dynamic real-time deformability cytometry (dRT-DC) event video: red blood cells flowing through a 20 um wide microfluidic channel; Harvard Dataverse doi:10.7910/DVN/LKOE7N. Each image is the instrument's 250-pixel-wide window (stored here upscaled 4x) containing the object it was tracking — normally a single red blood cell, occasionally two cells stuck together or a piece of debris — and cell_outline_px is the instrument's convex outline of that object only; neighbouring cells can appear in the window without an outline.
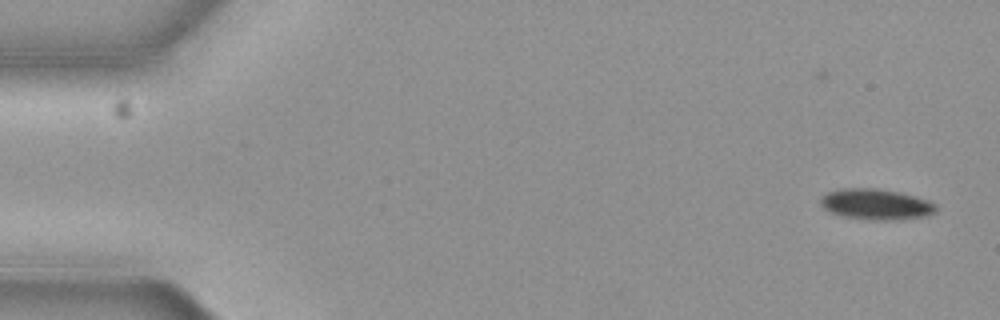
{"species": "common noctule bat (a hibernating species)", "species_latin": "Nyctalus noctula", "temperature_condition": "cold", "stored_images_in_passage": 6, "camera_frame_rate_fps": 3000, "um_per_image_px": 0.085, "animal": {"sex": "female", "body_mass_g": 19.3, "forearm_length_mm": 54.1}, "frame": {"image": 1, "passage_image": 2, "time_ms": 0.333, "image_size_px": [1000, 320], "cell_outline_px": [[936, 212], [928, 216], [900, 220], [868, 220], [844, 216], [828, 212], [820, 204], [820, 200], [828, 192], [840, 188], [876, 188], [900, 192], [928, 200], [936, 204]], "centroid_in_image_um": [74.48, 17.37], "position_along_channel_um": 10.5, "area_um2": 20.92}}